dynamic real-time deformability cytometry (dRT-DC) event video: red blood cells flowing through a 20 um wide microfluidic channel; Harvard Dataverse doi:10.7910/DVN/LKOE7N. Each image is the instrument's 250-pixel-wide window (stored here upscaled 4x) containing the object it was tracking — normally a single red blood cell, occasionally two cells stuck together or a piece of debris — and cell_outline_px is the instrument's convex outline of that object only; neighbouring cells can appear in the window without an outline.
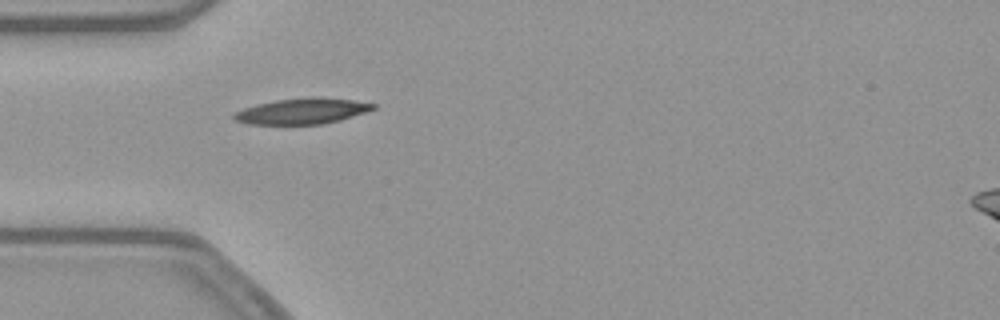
{"species": "common noctule bat (a hibernating species)", "species_latin": "Nyctalus noctula", "temperature_condition": "warm", "stored_images_in_passage": 40, "camera_frame_rate_fps": 3000, "um_per_image_px": 0.085, "animal": {"sex": "female", "body_mass_g": 21.9}, "frame": {"image": 1, "passage_image": 3, "time_ms": 0.667, "image_size_px": [1000, 320], "cell_outline_px": [[376, 108], [368, 112], [340, 120], [324, 124], [248, 124], [236, 120], [232, 116], [236, 112], [244, 108], [256, 104], [276, 100], [312, 96], [320, 96], [352, 100], [376, 104]], "centroid_in_image_um": [25.73, 9.43], "position_along_channel_um": 59.3, "area_um2": 21.04}}
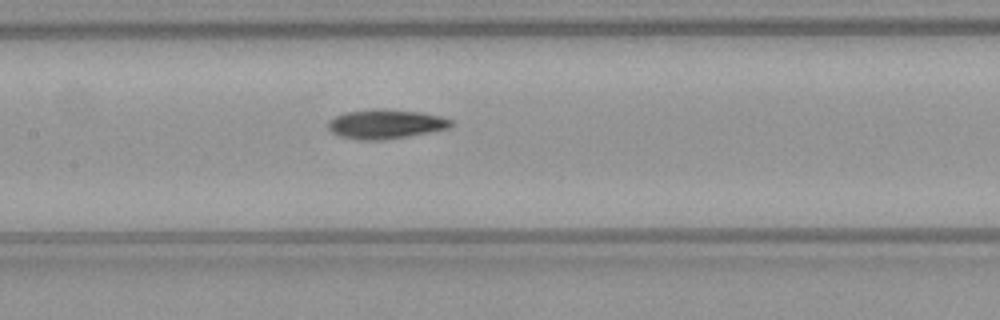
{"frame": {"image": 2, "passage_image": 12, "time_ms": 3.667, "image_size_px": [1000, 320], "cell_outline_px": [[452, 124], [448, 128], [408, 136], [384, 140], [360, 140], [340, 136], [332, 132], [328, 128], [328, 124], [336, 116], [348, 112], [380, 108], [420, 112], [440, 116], [452, 120]], "centroid_in_image_um": [32.79, 10.55], "position_along_channel_um": 174.6, "area_um2": 20.69}}
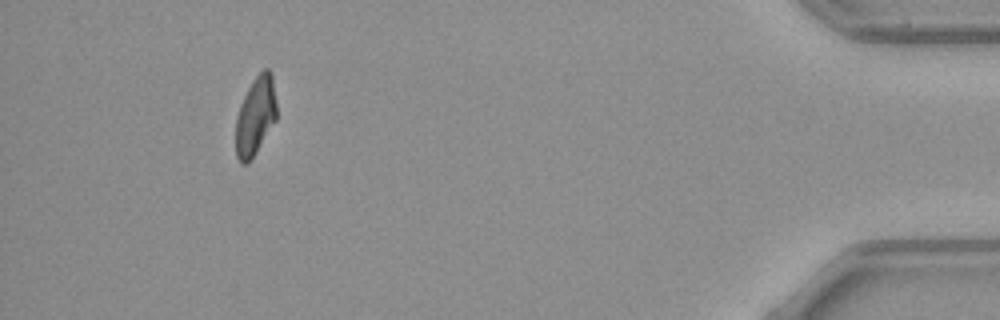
{"frame": {"image": 3, "passage_image": 36, "time_ms": 11.667, "image_size_px": [1000, 320], "cell_outline_px": [[276, 120], [256, 152], [248, 164], [240, 164], [236, 156], [236, 116], [240, 104], [252, 80], [264, 68], [268, 68], [272, 72], [276, 104]], "centroid_in_image_um": [21.71, 9.86], "position_along_channel_um": 413.5, "area_um2": 18.79}}